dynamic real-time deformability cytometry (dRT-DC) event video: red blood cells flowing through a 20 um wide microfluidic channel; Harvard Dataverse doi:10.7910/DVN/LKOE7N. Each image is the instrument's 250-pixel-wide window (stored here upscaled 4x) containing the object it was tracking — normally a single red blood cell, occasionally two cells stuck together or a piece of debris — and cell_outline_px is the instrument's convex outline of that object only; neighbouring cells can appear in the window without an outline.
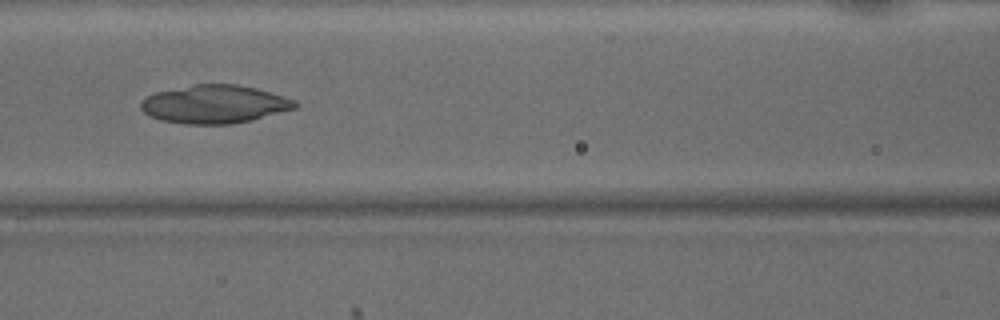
{"species": "common noctule bat (a hibernating species)", "species_latin": "Nyctalus noctula", "temperature_condition": "warm", "stored_images_in_passage": 26, "camera_frame_rate_fps": 3000, "um_per_image_px": 0.085, "animal": {"sex": "male", "body_mass_g": 15.6}, "frame": {"image": 1, "passage_image": 7, "time_ms": 2.0, "image_size_px": [1000, 320], "cell_outline_px": [[300, 104], [296, 108], [252, 120], [232, 124], [184, 124], [160, 120], [144, 112], [140, 108], [140, 100], [156, 92], [192, 84], [236, 84], [256, 88], [296, 100]], "centroid_in_image_um": [18.24, 8.86], "position_along_channel_um": 148.4, "area_um2": 34.45}}
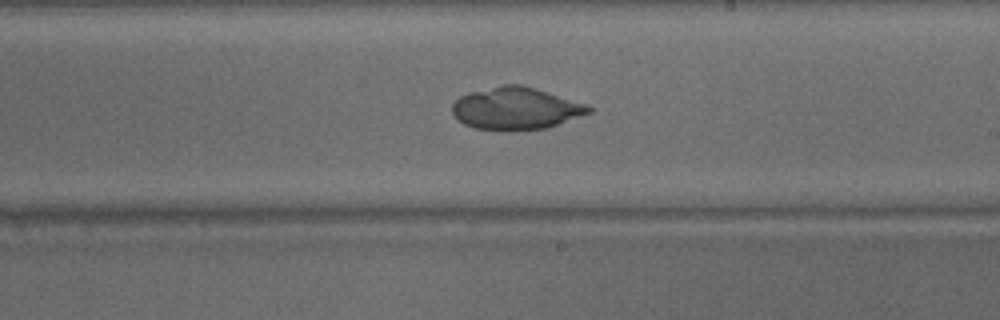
{"frame": {"image": 2, "passage_image": 14, "time_ms": 4.333, "image_size_px": [1000, 320], "cell_outline_px": [[592, 112], [544, 128], [512, 132], [504, 132], [472, 128], [464, 124], [452, 112], [452, 104], [460, 96], [472, 92], [500, 84], [520, 84], [536, 88], [584, 104], [592, 108]], "centroid_in_image_um": [43.8, 9.23], "position_along_channel_um": 245.2, "area_um2": 33.64}}
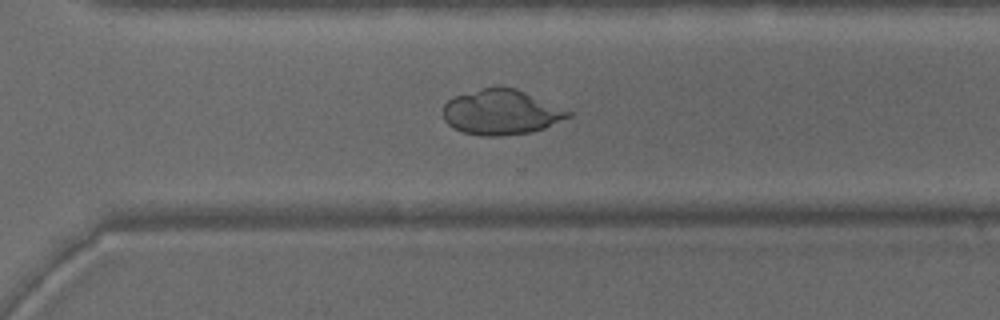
{"frame": {"image": 3, "passage_image": 20, "time_ms": 6.333, "image_size_px": [1000, 320], "cell_outline_px": [[572, 116], [544, 128], [532, 132], [500, 136], [480, 136], [464, 132], [452, 128], [444, 120], [444, 104], [452, 96], [496, 84], [500, 84], [516, 88], [572, 112]], "centroid_in_image_um": [42.58, 9.51], "position_along_channel_um": 328.0, "area_um2": 33.29}}